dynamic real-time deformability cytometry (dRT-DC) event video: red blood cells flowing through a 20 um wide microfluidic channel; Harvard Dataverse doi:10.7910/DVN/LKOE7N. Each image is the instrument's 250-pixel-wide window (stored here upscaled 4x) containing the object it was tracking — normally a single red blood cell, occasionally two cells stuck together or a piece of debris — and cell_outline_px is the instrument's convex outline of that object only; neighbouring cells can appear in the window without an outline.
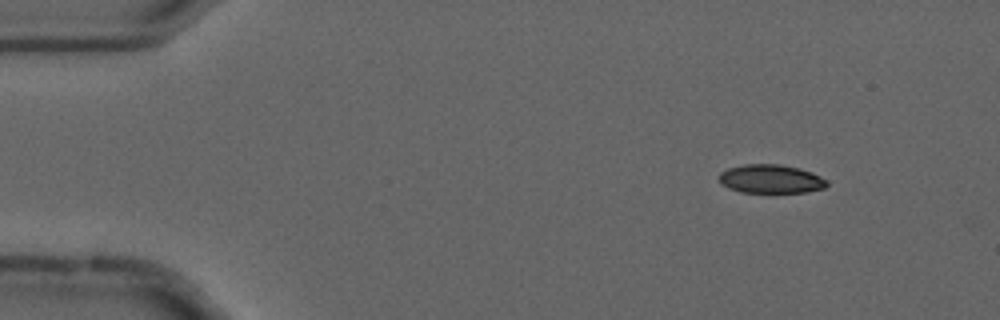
{"species": "common noctule bat (a hibernating species)", "species_latin": "Nyctalus noctula", "temperature_condition": "cold", "stored_images_in_passage": 56, "camera_frame_rate_fps": 3000, "um_per_image_px": 0.085, "animal": {"sex": "male", "forearm_length_mm": 52.5}, "frame": {"image": 1, "passage_image": 7, "time_ms": 2.0, "image_size_px": [1000, 320], "cell_outline_px": [[828, 184], [824, 188], [808, 192], [740, 192], [728, 188], [720, 184], [720, 172], [728, 168], [744, 164], [780, 164], [800, 168], [812, 172], [828, 180]], "centroid_in_image_um": [65.53, 15.21], "position_along_channel_um": 19.5, "area_um2": 18.15}}
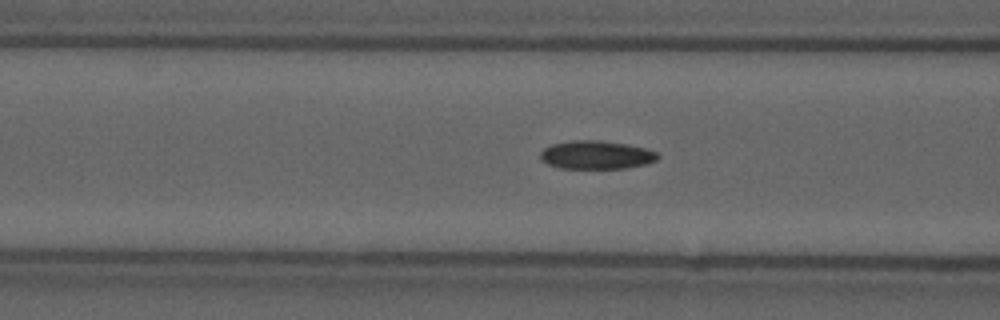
{"frame": {"image": 2, "passage_image": 22, "time_ms": 7.0, "image_size_px": [1000, 320], "cell_outline_px": [[660, 156], [656, 160], [644, 164], [624, 168], [560, 168], [548, 164], [540, 160], [540, 152], [544, 148], [552, 144], [572, 140], [600, 140], [628, 144], [644, 148], [656, 152]], "centroid_in_image_um": [50.65, 13.16], "position_along_channel_um": 115.9, "area_um2": 19.36}}
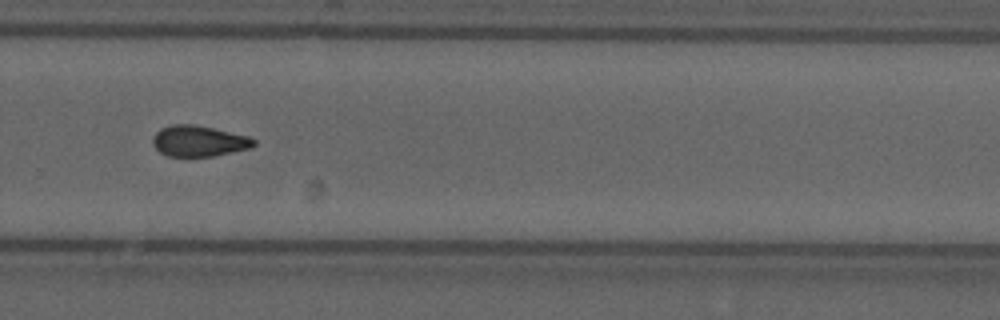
{"frame": {"image": 3, "passage_image": 38, "time_ms": 12.333, "image_size_px": [1000, 320], "cell_outline_px": [[256, 144], [248, 148], [212, 156], [168, 156], [160, 152], [152, 144], [152, 136], [160, 128], [172, 124], [196, 124], [248, 136], [256, 140]], "centroid_in_image_um": [16.85, 11.97], "position_along_channel_um": 312.9, "area_um2": 18.15}, "authors_computed_cell_mechanics": {"area_um2": 18.7272, "velocity_mm_per_s": 3.6973, "shape_relaxation_time_tau1_ms": null, "shape_relaxation_time_tau2_ms": 6.731, "deformation_change_tau1": null, "deformation_change_tau2": 0.1212}}